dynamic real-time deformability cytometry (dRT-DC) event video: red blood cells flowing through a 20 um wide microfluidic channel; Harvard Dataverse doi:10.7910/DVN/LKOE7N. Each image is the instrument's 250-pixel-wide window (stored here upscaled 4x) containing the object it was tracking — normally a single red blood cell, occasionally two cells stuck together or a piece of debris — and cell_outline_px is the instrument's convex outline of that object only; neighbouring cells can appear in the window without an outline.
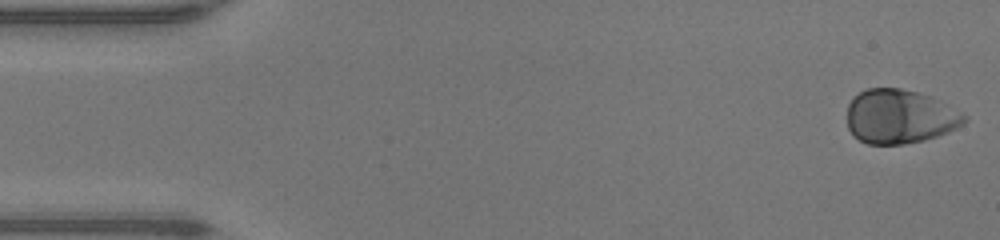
{"species": "human", "species_latin": "Homo sapiens", "temperature_condition": "warm", "stored_images_in_passage": 48, "camera_frame_rate_fps": 3000, "um_per_image_px": 0.085, "donor": {"sex": "male"}, "frame": {"image": 1, "passage_image": 1, "time_ms": 0.0, "image_size_px": [1000, 240], "cell_outline_px": [[968, 120], [964, 124], [948, 132], [924, 140], [904, 144], [868, 144], [852, 136], [848, 128], [848, 104], [852, 96], [868, 88], [900, 88], [932, 96], [940, 100], [968, 116]], "centroid_in_image_um": [76.48, 9.9], "position_along_channel_um": 8.5, "area_um2": 37.22}}
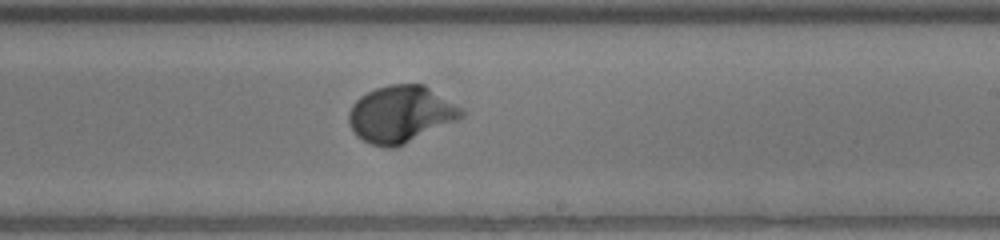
{"frame": {"image": 2, "passage_image": 28, "time_ms": 9.0, "image_size_px": [1000, 240], "cell_outline_px": [[464, 116], [456, 120], [396, 148], [384, 148], [372, 144], [356, 136], [348, 120], [348, 112], [352, 104], [360, 96], [376, 88], [388, 84], [424, 84], [460, 108], [464, 112]], "centroid_in_image_um": [34.02, 9.71], "position_along_channel_um": 255.0, "area_um2": 36.99}}
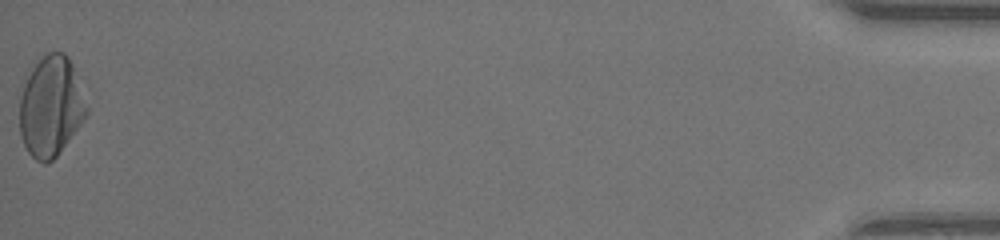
{"frame": {"image": 3, "passage_image": 48, "time_ms": 15.667, "image_size_px": [1000, 240], "cell_outline_px": [[88, 112], [84, 120], [56, 156], [52, 160], [44, 164], [36, 160], [28, 152], [20, 136], [20, 96], [24, 84], [32, 68], [48, 52], [64, 52], [68, 56], [72, 64], [88, 108]], "centroid_in_image_um": [4.32, 9.07], "position_along_channel_um": 430.9, "area_um2": 38.73}, "authors_computed_cell_mechanics": {"area_um2": 36.2984, "velocity_mm_per_s": 4.2827, "shape_relaxation_time_tau1_ms": 1.8079, "shape_relaxation_time_tau2_ms": null, "deformation_change_tau1": 0.1676, "deformation_change_tau2": null}}